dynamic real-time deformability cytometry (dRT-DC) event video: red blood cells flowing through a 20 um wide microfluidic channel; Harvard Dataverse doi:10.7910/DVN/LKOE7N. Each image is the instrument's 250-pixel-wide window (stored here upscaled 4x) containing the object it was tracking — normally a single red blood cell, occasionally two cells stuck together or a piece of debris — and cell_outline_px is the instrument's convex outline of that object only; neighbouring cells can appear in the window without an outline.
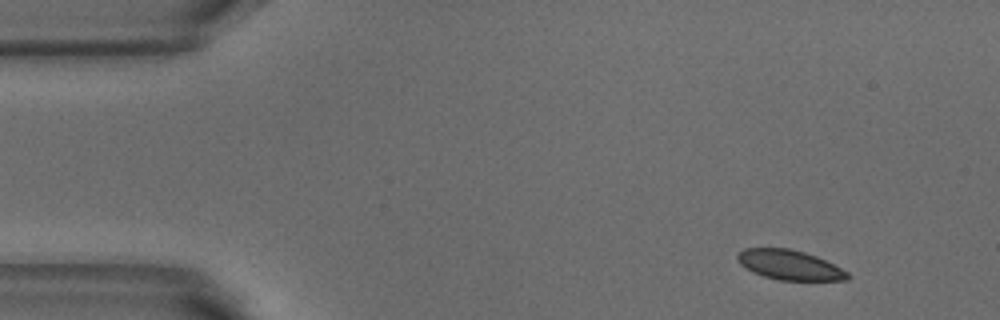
{"species": "common noctule bat (a hibernating species)", "species_latin": "Nyctalus noctula", "temperature_condition": "warm", "stored_images_in_passage": 7, "camera_frame_rate_fps": 3000, "um_per_image_px": 0.085, "animal": {"sex": "male", "body_mass_g": 18.8}, "frame": {"image": 1, "passage_image": 1, "time_ms": 0.0, "image_size_px": [1000, 320], "cell_outline_px": [[852, 276], [848, 280], [780, 280], [764, 276], [752, 272], [740, 264], [736, 260], [736, 256], [744, 248], [788, 248], [804, 252], [816, 256], [848, 272]], "centroid_in_image_um": [67.1, 22.52], "position_along_channel_um": 17.9, "area_um2": 19.02}}
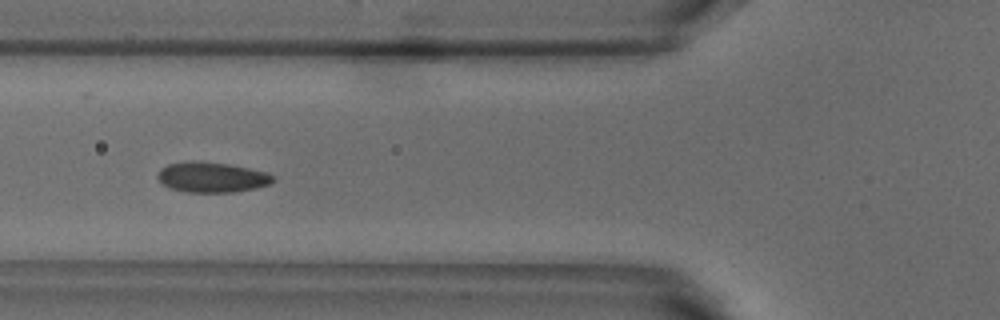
{"frame": {"image": 2, "passage_image": 5, "time_ms": 1.333, "image_size_px": [1000, 320], "cell_outline_px": [[276, 180], [268, 184], [256, 188], [236, 192], [188, 192], [168, 188], [160, 184], [156, 176], [160, 168], [168, 164], [192, 160], [200, 160], [228, 164], [268, 172], [276, 176]], "centroid_in_image_um": [17.98, 15.06], "position_along_channel_um": 107.8, "area_um2": 20.81}}